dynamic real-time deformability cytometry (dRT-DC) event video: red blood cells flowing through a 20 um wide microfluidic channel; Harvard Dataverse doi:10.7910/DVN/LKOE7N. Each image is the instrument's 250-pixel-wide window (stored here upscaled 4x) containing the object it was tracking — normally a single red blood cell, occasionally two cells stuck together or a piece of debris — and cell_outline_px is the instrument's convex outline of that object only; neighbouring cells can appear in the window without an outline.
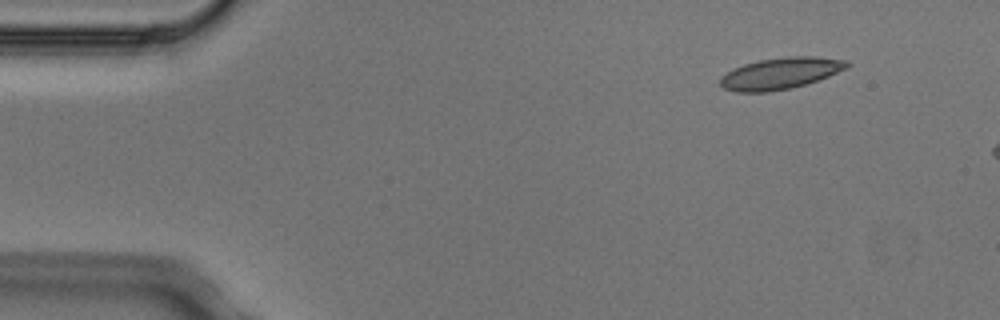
{"species": "Egyptian fruit bat (a non-hibernating species)", "species_latin": "Rousettus aegyptiacus", "temperature_condition": "cold", "stored_images_in_passage": 5, "segment_of_instrument_passage": [2, 2], "camera_frame_rate_fps": 3000, "um_per_image_px": 0.085, "animal": {"sex": "male"}, "frame": {"image": 1, "passage_image": 5, "time_ms": 1.333, "image_size_px": [1000, 320], "cell_outline_px": [[848, 68], [828, 76], [804, 84], [788, 88], [768, 92], [736, 92], [724, 88], [720, 84], [720, 76], [732, 68], [744, 64], [760, 60], [788, 56], [816, 56], [848, 60]], "centroid_in_image_um": [66.31, 6.22], "position_along_channel_um": 18.7, "area_um2": 23.18}}